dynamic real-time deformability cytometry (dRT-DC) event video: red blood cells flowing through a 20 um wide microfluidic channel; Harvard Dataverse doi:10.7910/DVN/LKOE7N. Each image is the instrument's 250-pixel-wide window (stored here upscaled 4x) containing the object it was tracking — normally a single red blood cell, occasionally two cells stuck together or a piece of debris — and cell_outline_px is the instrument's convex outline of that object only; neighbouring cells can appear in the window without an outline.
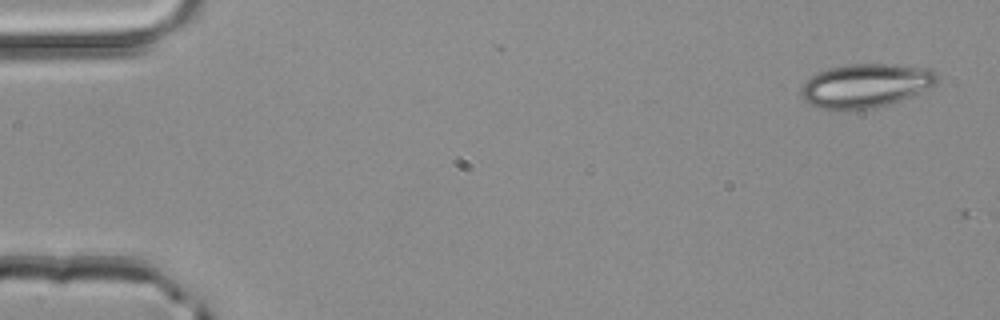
{"species": "common noctule bat (a hibernating species)", "species_latin": "Nyctalus noctula", "temperature_condition": "room temperature", "stored_images_in_passage": 3, "camera_frame_rate_fps": 3000, "um_per_image_px": 0.085, "animal": {"sex": "male", "body_mass_g": 20.4}, "frame": {"image": 1, "passage_image": 1, "time_ms": 0.0, "image_size_px": [1000, 320], "cell_outline_px": [[940, 76], [936, 84], [900, 100], [876, 108], [820, 108], [808, 104], [800, 96], [800, 92], [804, 84], [816, 72], [828, 68], [848, 64], [892, 64], [932, 68]], "centroid_in_image_um": [73.59, 7.24], "position_along_channel_um": 11.4, "area_um2": 34.45}}